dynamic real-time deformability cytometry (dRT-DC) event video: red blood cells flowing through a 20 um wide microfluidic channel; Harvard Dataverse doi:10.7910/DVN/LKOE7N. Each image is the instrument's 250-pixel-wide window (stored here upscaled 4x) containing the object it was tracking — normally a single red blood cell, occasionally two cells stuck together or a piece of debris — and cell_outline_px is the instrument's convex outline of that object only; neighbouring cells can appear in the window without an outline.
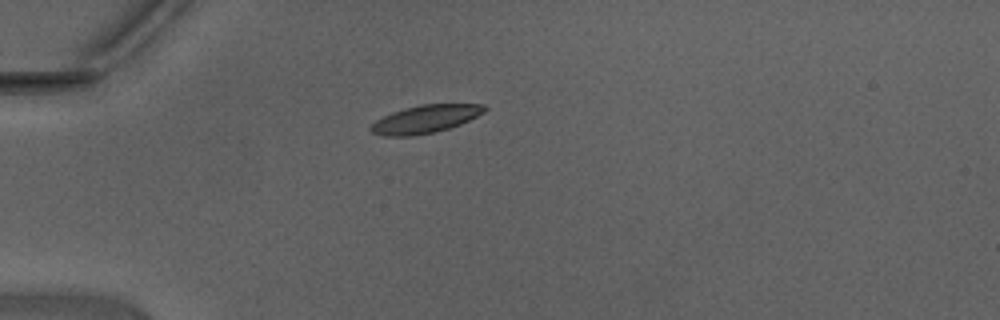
{"species": "Egyptian fruit bat (a non-hibernating species)", "species_latin": "Rousettus aegyptiacus", "temperature_condition": "warm", "stored_images_in_passage": 27, "camera_frame_rate_fps": 3000, "um_per_image_px": 0.085, "animal": {"sex": "male"}, "frame": {"image": 1, "passage_image": 1, "time_ms": 0.0, "image_size_px": [1000, 320], "cell_outline_px": [[488, 108], [484, 112], [460, 124], [448, 128], [432, 132], [412, 136], [384, 136], [372, 132], [368, 128], [376, 120], [392, 112], [404, 108], [420, 104], [484, 104]], "centroid_in_image_um": [36.13, 10.11], "position_along_channel_um": 48.9, "area_um2": 18.32}}
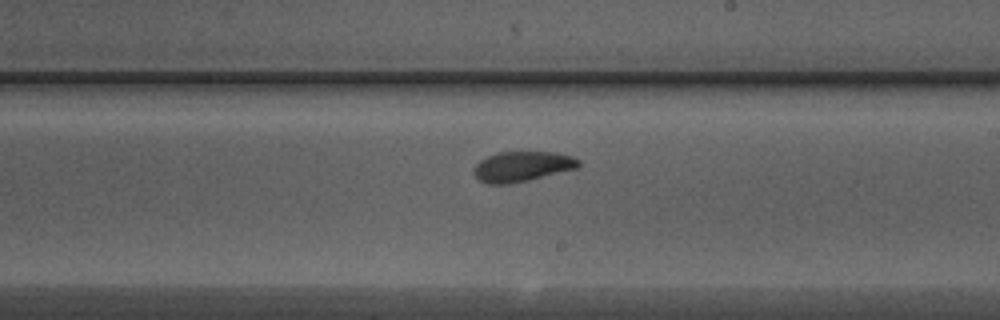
{"frame": {"image": 2, "passage_image": 16, "time_ms": 5.0, "image_size_px": [1000, 320], "cell_outline_px": [[580, 168], [528, 180], [508, 184], [488, 184], [480, 180], [472, 172], [472, 168], [480, 160], [496, 152], [556, 152], [572, 156], [580, 160]], "centroid_in_image_um": [44.4, 14.14], "position_along_channel_um": 244.6, "area_um2": 18.61}}
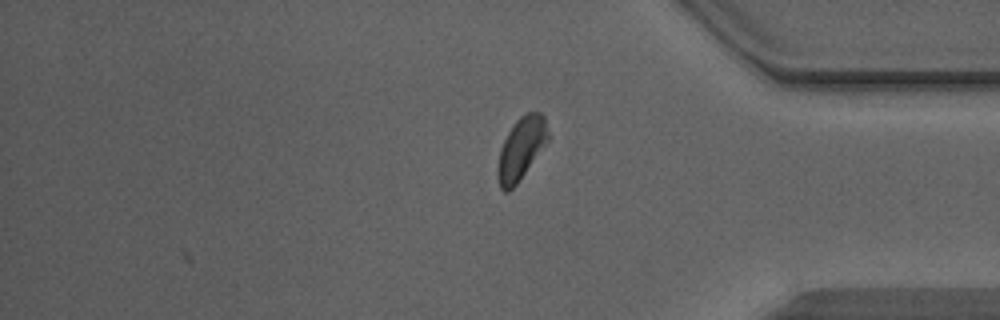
{"frame": {"image": 3, "passage_image": 27, "time_ms": 8.667, "image_size_px": [1000, 320], "cell_outline_px": [[552, 136], [516, 184], [508, 192], [504, 192], [500, 188], [496, 172], [500, 148], [508, 132], [516, 120], [524, 112], [540, 112], [544, 116]], "centroid_in_image_um": [44.32, 12.59], "position_along_channel_um": 390.9, "area_um2": 18.5}, "authors_computed_cell_mechanics": {"area_um2": 18.6116, "velocity_mm_per_s": 4.3894, "shape_relaxation_time_tau1_ms": 2.5308, "shape_relaxation_time_tau2_ms": 2.1449, "deformation_change_tau1": 0.0986, "deformation_change_tau2": 0.0769}}